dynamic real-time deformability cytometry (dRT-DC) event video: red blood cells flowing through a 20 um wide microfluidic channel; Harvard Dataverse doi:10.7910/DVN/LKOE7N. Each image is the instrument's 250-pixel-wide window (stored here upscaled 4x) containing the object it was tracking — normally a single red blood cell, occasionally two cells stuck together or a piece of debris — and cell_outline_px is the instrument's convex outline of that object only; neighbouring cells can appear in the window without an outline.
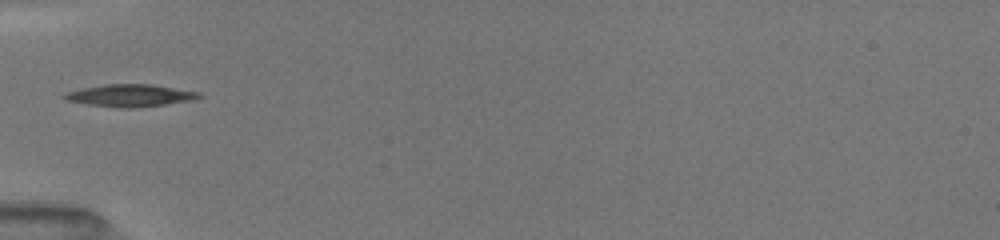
{"species": "common noctule bat (a hibernating species)", "species_latin": "Nyctalus noctula", "temperature_condition": "room temperature", "stored_images_in_passage": 45, "camera_frame_rate_fps": 3000, "um_per_image_px": 0.085, "animal": {"sex": "female", "body_mass_g": 19.5, "forearm_length_mm": 54.1}, "frame": {"image": 1, "passage_image": 1, "time_ms": 0.0, "image_size_px": [1000, 240], "cell_outline_px": [[204, 96], [192, 100], [164, 104], [132, 108], [120, 108], [88, 104], [64, 100], [60, 96], [64, 92], [80, 88], [104, 84], [152, 84], [200, 92]], "centroid_in_image_um": [11.01, 8.11], "position_along_channel_um": 74.0, "area_um2": 17.63}}
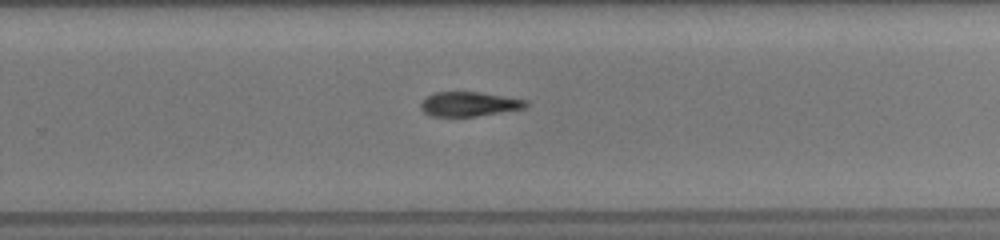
{"frame": {"image": 2, "passage_image": 19, "time_ms": 5.333, "image_size_px": [1000, 240], "cell_outline_px": [[528, 104], [524, 108], [476, 116], [432, 116], [424, 112], [420, 108], [420, 104], [428, 96], [436, 92], [476, 92], [528, 100]], "centroid_in_image_um": [39.86, 8.85], "position_along_channel_um": 289.9, "area_um2": 14.68}}
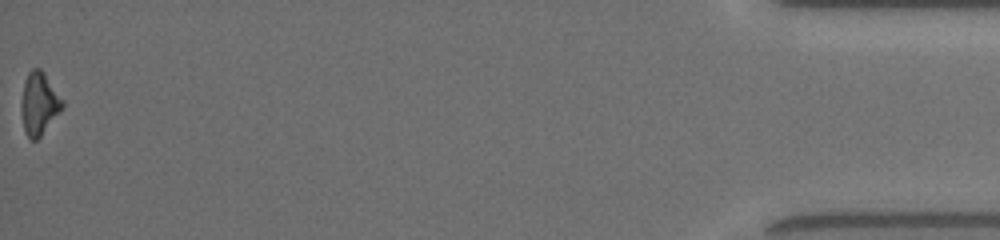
{"frame": {"image": 3, "passage_image": 44, "time_ms": 11.0, "image_size_px": [1000, 240], "cell_outline_px": [[64, 108], [40, 136], [36, 140], [32, 140], [24, 132], [20, 104], [24, 80], [28, 72], [32, 68], [40, 68], [44, 72], [64, 100]], "centroid_in_image_um": [3.33, 8.78], "position_along_channel_um": 431.9, "area_um2": 15.2}, "authors_computed_cell_mechanics": {"area_um2": 15.4326, "velocity_mm_per_s": 4.0653, "shape_relaxation_time_tau1_ms": 4.4383, "shape_relaxation_time_tau2_ms": null, "deformation_change_tau1": 0.1302, "deformation_change_tau2": null}}